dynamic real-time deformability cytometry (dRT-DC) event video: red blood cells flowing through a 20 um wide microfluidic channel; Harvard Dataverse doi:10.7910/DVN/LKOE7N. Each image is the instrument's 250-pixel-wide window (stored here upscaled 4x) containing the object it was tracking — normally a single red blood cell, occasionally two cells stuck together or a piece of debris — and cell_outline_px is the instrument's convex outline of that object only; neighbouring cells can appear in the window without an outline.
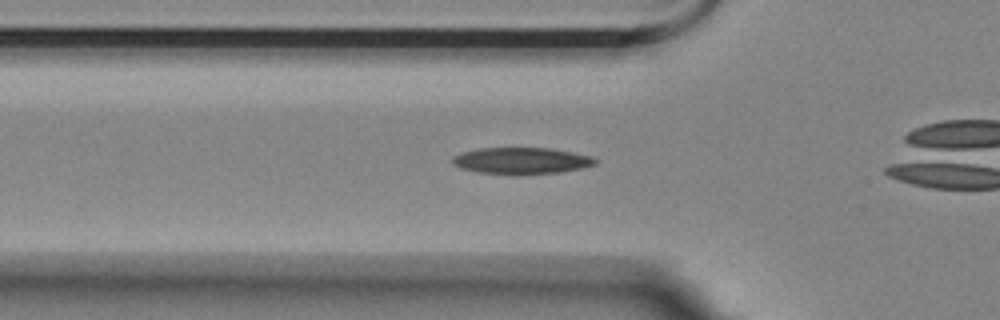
{"species": "Egyptian fruit bat (a non-hibernating species)", "species_latin": "Rousettus aegyptiacus", "temperature_condition": "room temperature", "stored_images_in_passage": 37, "camera_frame_rate_fps": 3000, "um_per_image_px": 0.085, "animal": {"sex": "female"}, "frame": {"image": 1, "passage_image": 8, "time_ms": 2.333, "image_size_px": [1000, 320], "cell_outline_px": [[600, 160], [596, 164], [580, 168], [560, 172], [516, 176], [480, 172], [460, 168], [452, 164], [452, 156], [460, 152], [480, 148], [552, 148], [592, 156]], "centroid_in_image_um": [44.31, 13.67], "position_along_channel_um": 81.5, "area_um2": 22.54}}
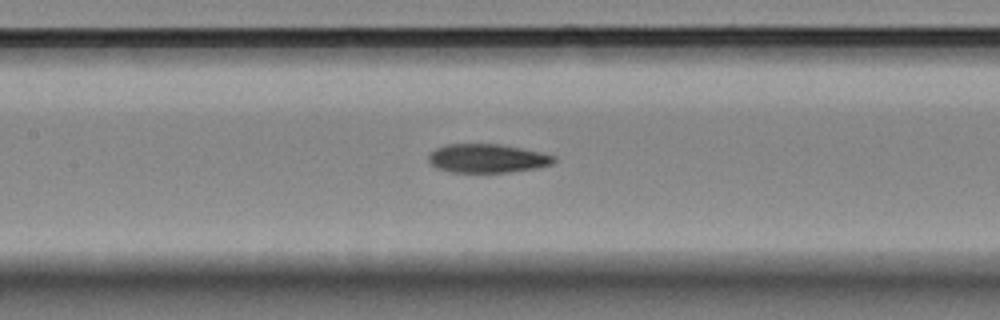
{"frame": {"image": 2, "passage_image": 15, "time_ms": 4.667, "image_size_px": [1000, 320], "cell_outline_px": [[556, 160], [552, 164], [536, 168], [508, 172], [452, 172], [436, 168], [428, 160], [428, 156], [436, 148], [448, 144], [500, 144], [540, 152], [556, 156]], "centroid_in_image_um": [41.42, 13.46], "position_along_channel_um": 166.0, "area_um2": 20.87}}
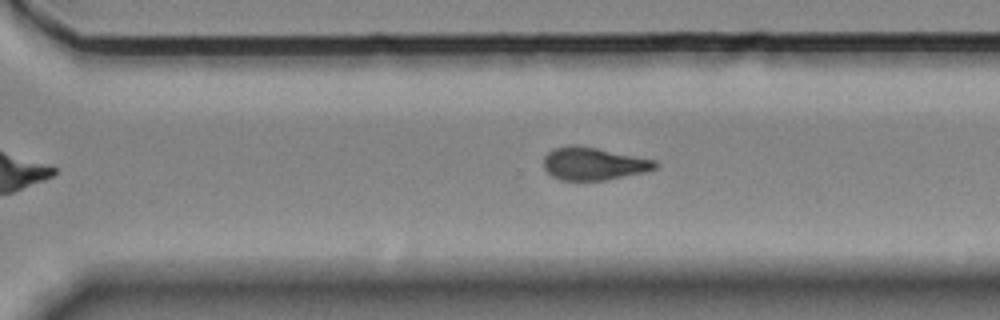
{"frame": {"image": 3, "passage_image": 28, "time_ms": 9.0, "image_size_px": [1000, 320], "cell_outline_px": [[660, 164], [656, 168], [644, 172], [604, 180], [560, 180], [552, 176], [544, 168], [544, 156], [548, 152], [556, 148], [572, 144], [596, 148], [656, 160]], "centroid_in_image_um": [50.45, 13.91], "position_along_channel_um": 320.1, "area_um2": 21.1}, "authors_computed_cell_mechanics": {"area_um2": 21.8484, "velocity_mm_per_s": 3.5661, "shape_relaxation_time_tau1_ms": null, "shape_relaxation_time_tau2_ms": 5.3028, "deformation_change_tau1": null, "deformation_change_tau2": 0.1354}}